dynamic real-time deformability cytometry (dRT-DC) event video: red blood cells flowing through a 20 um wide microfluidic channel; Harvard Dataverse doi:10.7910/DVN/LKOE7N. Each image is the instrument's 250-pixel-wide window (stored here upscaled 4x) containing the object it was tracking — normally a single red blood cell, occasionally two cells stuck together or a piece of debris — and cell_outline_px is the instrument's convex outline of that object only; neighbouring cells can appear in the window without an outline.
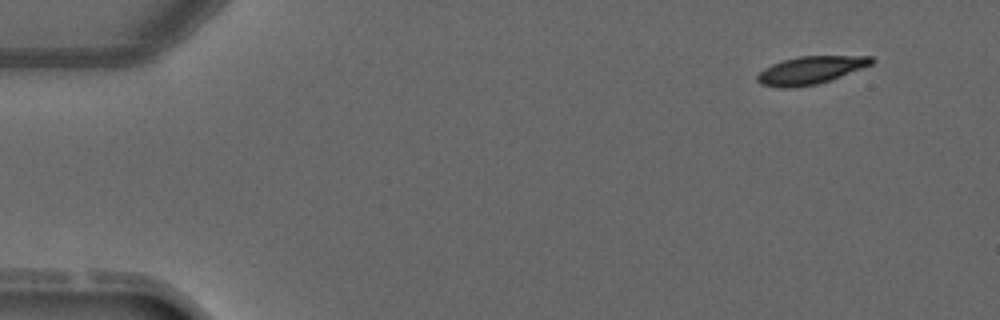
{"species": "common noctule bat (a hibernating species)", "species_latin": "Nyctalus noctula", "temperature_condition": "warm", "stored_images_in_passage": 4, "camera_frame_rate_fps": 3000, "um_per_image_px": 0.085, "animal": {"sex": "male", "forearm_length_mm": 52.5}, "frame": {"image": 1, "passage_image": 1, "time_ms": 0.0, "image_size_px": [1000, 320], "cell_outline_px": [[876, 60], [872, 64], [840, 76], [816, 84], [792, 88], [780, 88], [760, 84], [756, 80], [756, 76], [764, 68], [772, 64], [784, 60], [800, 56], [872, 56]], "centroid_in_image_um": [68.86, 5.97], "position_along_channel_um": 16.1, "area_um2": 18.32}}
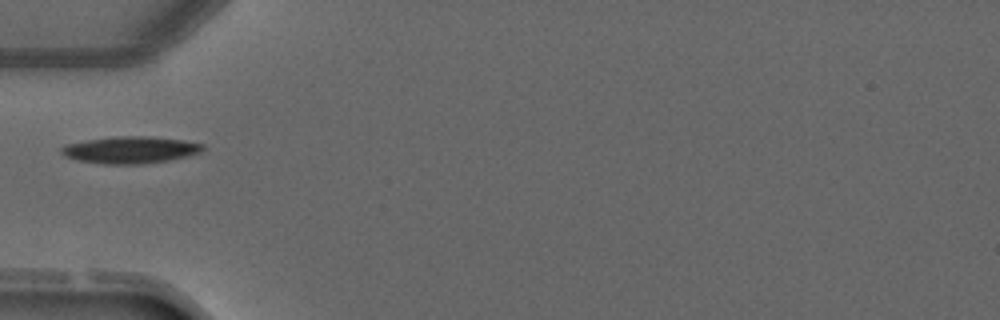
{"frame": {"image": 2, "passage_image": 4, "time_ms": 3.667, "image_size_px": [1000, 320], "cell_outline_px": [[204, 148], [200, 152], [184, 156], [164, 160], [140, 164], [104, 164], [76, 160], [64, 156], [60, 152], [60, 148], [64, 144], [88, 140], [116, 136], [148, 136], [184, 140], [204, 144]], "centroid_in_image_um": [11.01, 12.73], "position_along_channel_um": 74.0, "area_um2": 22.02}}